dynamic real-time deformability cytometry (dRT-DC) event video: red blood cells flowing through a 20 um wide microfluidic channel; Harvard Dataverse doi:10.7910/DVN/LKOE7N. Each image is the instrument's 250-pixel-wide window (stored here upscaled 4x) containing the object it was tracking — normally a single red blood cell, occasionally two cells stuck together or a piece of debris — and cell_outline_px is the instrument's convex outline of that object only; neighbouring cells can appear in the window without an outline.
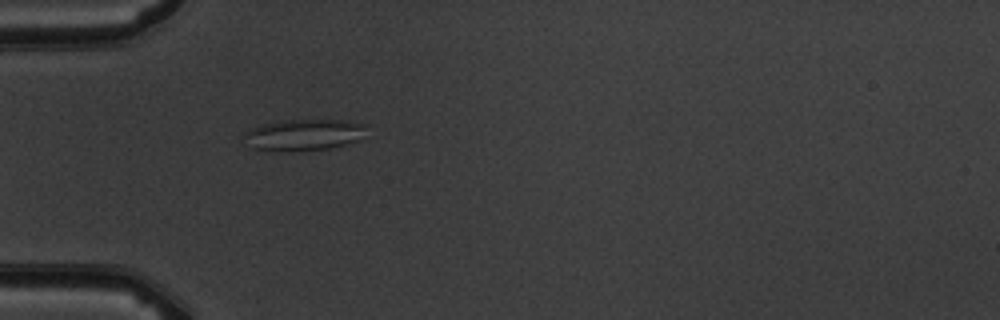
{"species": "common noctule bat (a hibernating species)", "species_latin": "Nyctalus noctula", "temperature_condition": "warm", "stored_images_in_passage": 4, "camera_frame_rate_fps": 3000, "um_per_image_px": 0.085, "animal": {"sex": "male", "body_mass_g": 19.5, "forearm_length_mm": 54.6}, "frame": {"image": 1, "passage_image": 4, "time_ms": 3.333, "image_size_px": [1000, 320], "cell_outline_px": [[368, 124], [356, 140], [332, 148], [292, 152], [252, 148], [240, 136], [244, 132], [252, 128], [264, 124], [288, 120], [348, 120]], "centroid_in_image_um": [25.77, 11.46], "position_along_channel_um": 59.2, "area_um2": 22.31}}